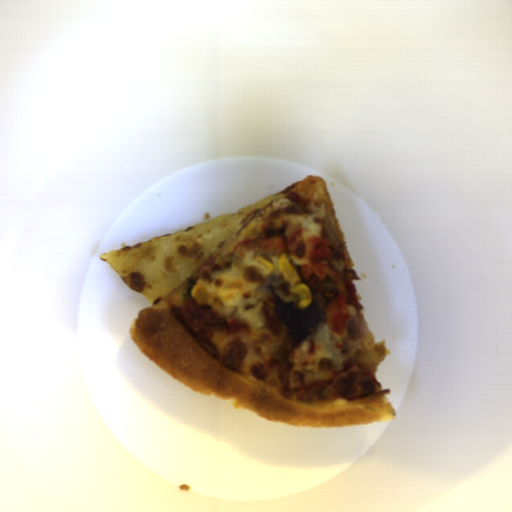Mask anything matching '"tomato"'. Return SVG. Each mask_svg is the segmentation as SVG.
<instances>
[{
    "mask_svg": "<svg viewBox=\"0 0 512 512\" xmlns=\"http://www.w3.org/2000/svg\"><path fill=\"white\" fill-rule=\"evenodd\" d=\"M169 312L214 357L216 351L212 338L218 330L238 332L249 328V324L244 321L227 317L208 303H198L194 297L184 301L181 306L169 307Z\"/></svg>",
    "mask_w": 512,
    "mask_h": 512,
    "instance_id": "2",
    "label": "tomato"
},
{
    "mask_svg": "<svg viewBox=\"0 0 512 512\" xmlns=\"http://www.w3.org/2000/svg\"><path fill=\"white\" fill-rule=\"evenodd\" d=\"M290 221H268L261 227L263 233L260 237L245 238L242 242L249 249H263L270 254L308 258L305 265L300 268V275L304 279L319 276V279L324 280L328 277L335 281L337 295L323 308L322 321L328 325L331 332L342 335L348 327L350 318L348 307L352 306L355 310L363 308L356 297V286L345 272H339L332 267L330 260L333 254L329 238L311 236L309 245H305L302 228L286 234Z\"/></svg>",
    "mask_w": 512,
    "mask_h": 512,
    "instance_id": "1",
    "label": "tomato"
}]
</instances>
